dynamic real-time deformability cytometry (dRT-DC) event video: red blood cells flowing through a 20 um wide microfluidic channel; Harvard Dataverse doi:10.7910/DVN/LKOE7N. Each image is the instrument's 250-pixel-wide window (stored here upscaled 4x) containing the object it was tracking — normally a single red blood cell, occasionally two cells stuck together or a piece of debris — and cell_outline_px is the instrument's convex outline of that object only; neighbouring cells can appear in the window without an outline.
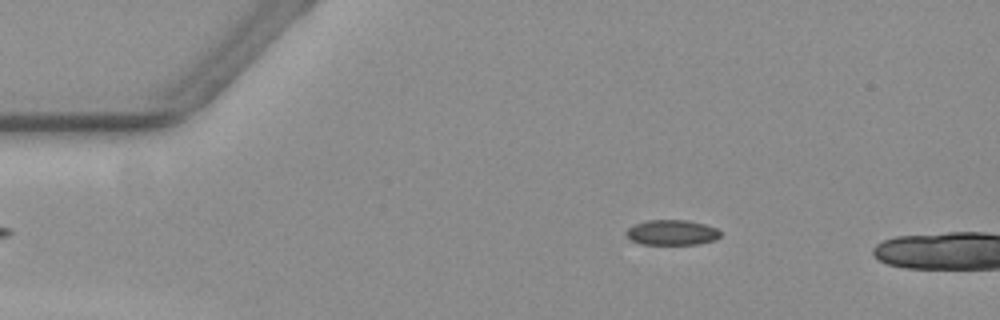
{"species": "common noctule bat (a hibernating species)", "species_latin": "Nyctalus noctula", "temperature_condition": "warm", "stored_images_in_passage": 7, "camera_frame_rate_fps": 3000, "um_per_image_px": 0.085, "animal": {"sex": "female", "body_mass_g": 19.3, "forearm_length_mm": 54.1}, "frame": {"image": 1, "passage_image": 4, "time_ms": 1.0, "image_size_px": [1000, 320], "cell_outline_px": [[720, 236], [712, 240], [696, 244], [640, 244], [632, 240], [624, 232], [628, 228], [644, 220], [688, 220], [704, 224], [716, 228], [720, 232]], "centroid_in_image_um": [57.08, 19.75], "position_along_channel_um": 27.9, "area_um2": 13.7}}